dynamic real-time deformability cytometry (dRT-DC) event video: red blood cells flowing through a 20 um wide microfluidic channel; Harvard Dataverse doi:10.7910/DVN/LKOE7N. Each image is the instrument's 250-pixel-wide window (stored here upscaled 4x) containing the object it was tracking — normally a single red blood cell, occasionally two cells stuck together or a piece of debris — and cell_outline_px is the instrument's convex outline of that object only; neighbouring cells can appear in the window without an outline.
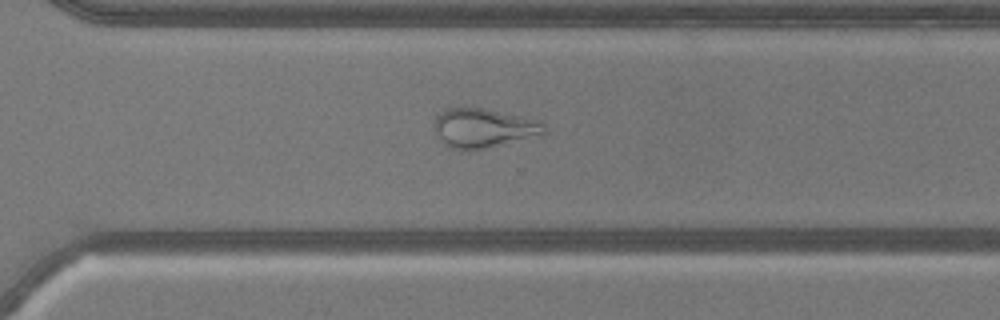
{"species": "common noctule bat (a hibernating species)", "species_latin": "Nyctalus noctula", "temperature_condition": "warm", "stored_images_in_passage": 53, "camera_frame_rate_fps": 3000, "um_per_image_px": 0.085, "animal": {"sex": "male", "body_mass_g": 20.5, "forearm_length_mm": 52.5}, "frame": {"image": 1, "passage_image": 37, "time_ms": 12.0, "image_size_px": [1000, 320], "cell_outline_px": [[544, 136], [484, 148], [448, 148], [440, 140], [432, 128], [436, 116], [444, 108], [484, 108], [528, 116], [540, 120], [544, 124]], "centroid_in_image_um": [41.14, 10.86], "position_along_channel_um": 329.5, "area_um2": 25.55}}
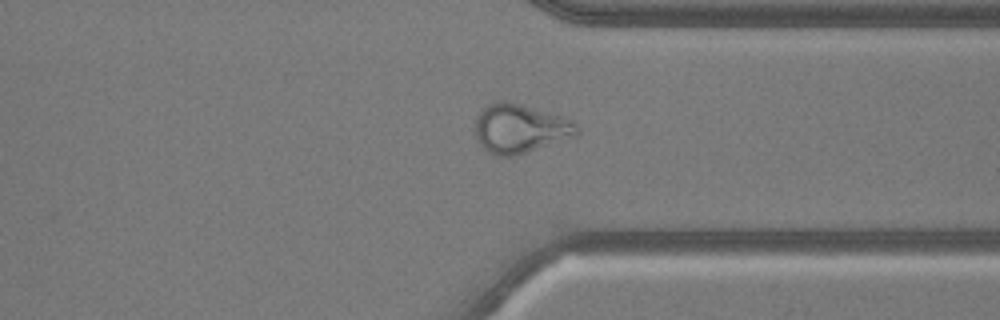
{"frame": {"image": 2, "passage_image": 40, "time_ms": 13.0, "image_size_px": [1000, 320], "cell_outline_px": [[580, 132], [576, 136], [512, 156], [496, 156], [488, 152], [476, 140], [476, 120], [480, 112], [488, 104], [500, 100], [508, 100], [576, 120], [580, 124]], "centroid_in_image_um": [44.25, 10.9], "position_along_channel_um": 367.1, "area_um2": 29.19}}
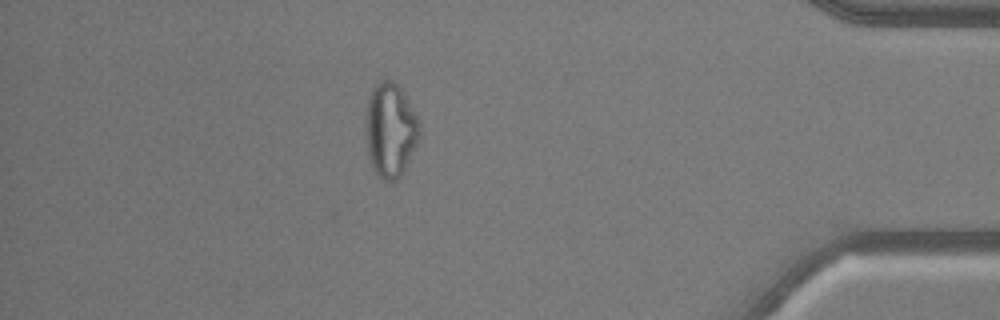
{"frame": {"image": 3, "passage_image": 46, "time_ms": 15.0, "image_size_px": [1000, 320], "cell_outline_px": [[420, 136], [404, 172], [396, 180], [384, 180], [372, 168], [368, 156], [364, 120], [364, 116], [368, 96], [372, 88], [380, 80], [392, 80], [400, 88], [420, 120]], "centroid_in_image_um": [33.16, 11.04], "position_along_channel_um": 402.0, "area_um2": 29.94}, "authors_computed_cell_mechanics": {"area_um2": 29.189, "velocity_mm_per_s": 3.8175, "shape_relaxation_time_tau1_ms": null, "shape_relaxation_time_tau2_ms": 1.3518, "deformation_change_tau1": null, "deformation_change_tau2": 0.0844}}